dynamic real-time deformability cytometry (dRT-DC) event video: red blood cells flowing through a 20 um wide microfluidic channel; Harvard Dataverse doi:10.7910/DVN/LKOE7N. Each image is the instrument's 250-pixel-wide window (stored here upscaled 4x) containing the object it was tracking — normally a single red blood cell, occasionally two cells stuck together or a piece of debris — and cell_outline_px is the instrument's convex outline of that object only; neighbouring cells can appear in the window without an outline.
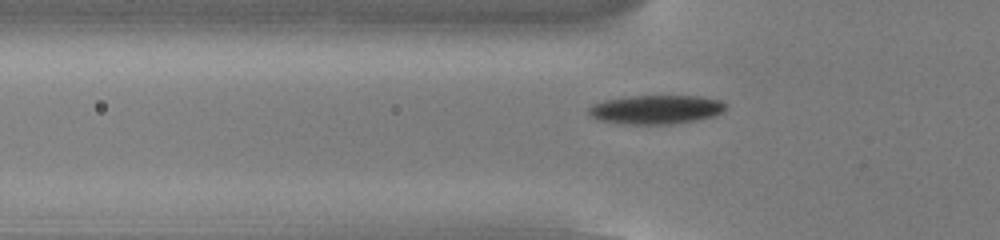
{"species": "common noctule bat (a hibernating species)", "species_latin": "Nyctalus noctula", "temperature_condition": "cold", "stored_images_in_passage": 46, "camera_frame_rate_fps": 3000, "um_per_image_px": 0.085, "animal": {"sex": "male", "body_mass_g": 13.0, "forearm_length_mm": 53.1}, "frame": {"image": 1, "passage_image": 10, "time_ms": 3.0, "image_size_px": [1000, 240], "cell_outline_px": [[728, 108], [724, 112], [716, 116], [696, 120], [672, 124], [628, 124], [600, 120], [592, 116], [588, 112], [588, 108], [592, 104], [604, 100], [632, 96], [700, 96], [720, 100], [728, 104]], "centroid_in_image_um": [55.84, 9.3], "position_along_channel_um": 70.0, "area_um2": 23.24}}
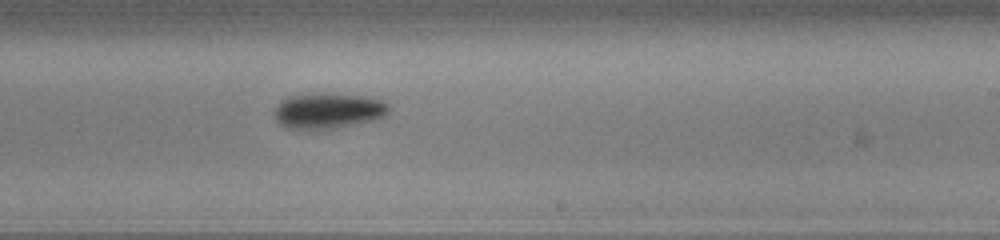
{"frame": {"image": 2, "passage_image": 25, "time_ms": 8.0, "image_size_px": [1000, 240], "cell_outline_px": [[388, 112], [384, 116], [372, 120], [332, 128], [288, 128], [280, 124], [276, 120], [276, 108], [280, 100], [288, 96], [364, 96], [380, 100], [388, 104]], "centroid_in_image_um": [27.89, 9.44], "position_along_channel_um": 261.1, "area_um2": 22.25}}
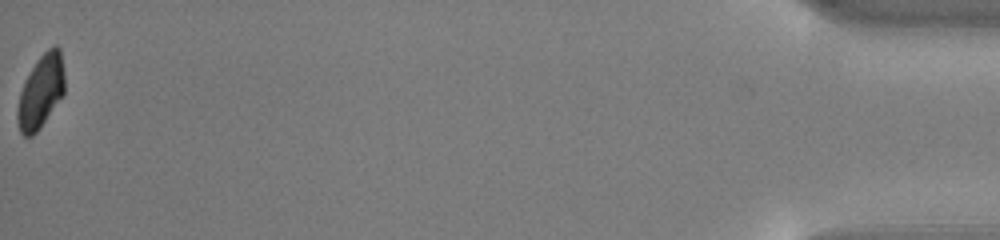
{"frame": {"image": 3, "passage_image": 46, "time_ms": 15.0, "image_size_px": [1000, 240], "cell_outline_px": [[64, 92], [40, 128], [32, 136], [24, 136], [20, 132], [16, 116], [16, 108], [20, 92], [36, 60], [48, 48], [56, 44], [60, 48], [64, 72]], "centroid_in_image_um": [3.46, 7.77], "position_along_channel_um": 431.7, "area_um2": 19.94}, "authors_computed_cell_mechanics": {"area_um2": 22.1374, "velocity_mm_per_s": 3.8407, "shape_relaxation_time_tau1_ms": 2.3034, "shape_relaxation_time_tau2_ms": null, "deformation_change_tau1": 0.1141, "deformation_change_tau2": null}}